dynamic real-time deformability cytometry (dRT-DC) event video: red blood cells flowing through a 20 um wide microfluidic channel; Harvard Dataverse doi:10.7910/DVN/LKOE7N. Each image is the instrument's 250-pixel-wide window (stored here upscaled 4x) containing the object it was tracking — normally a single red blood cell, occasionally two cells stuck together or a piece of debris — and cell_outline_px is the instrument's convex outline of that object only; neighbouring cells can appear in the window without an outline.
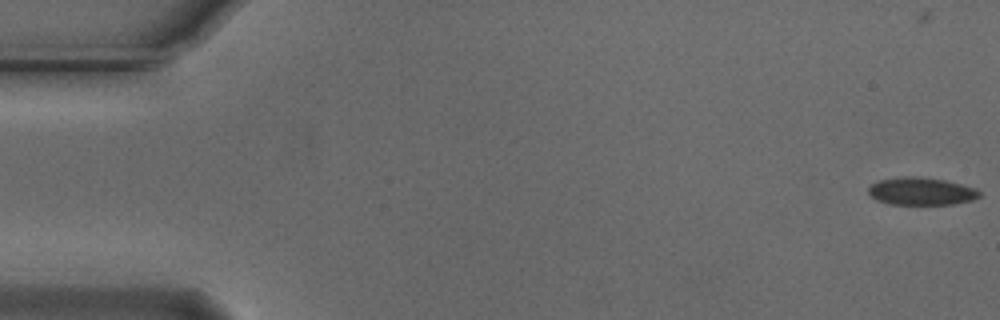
{"species": "Egyptian fruit bat (a non-hibernating species)", "species_latin": "Rousettus aegyptiacus", "temperature_condition": "cold", "stored_images_in_passage": 10, "camera_frame_rate_fps": 3000, "um_per_image_px": 0.085, "animal": {"sex": "male"}, "frame": {"image": 1, "passage_image": 1, "time_ms": 0.0, "image_size_px": [1000, 320], "cell_outline_px": [[980, 196], [972, 200], [952, 204], [892, 204], [876, 200], [868, 192], [868, 188], [872, 184], [880, 180], [904, 176], [912, 176], [944, 180], [976, 188], [980, 192]], "centroid_in_image_um": [78.31, 16.26], "position_along_channel_um": 6.7, "area_um2": 17.63}}